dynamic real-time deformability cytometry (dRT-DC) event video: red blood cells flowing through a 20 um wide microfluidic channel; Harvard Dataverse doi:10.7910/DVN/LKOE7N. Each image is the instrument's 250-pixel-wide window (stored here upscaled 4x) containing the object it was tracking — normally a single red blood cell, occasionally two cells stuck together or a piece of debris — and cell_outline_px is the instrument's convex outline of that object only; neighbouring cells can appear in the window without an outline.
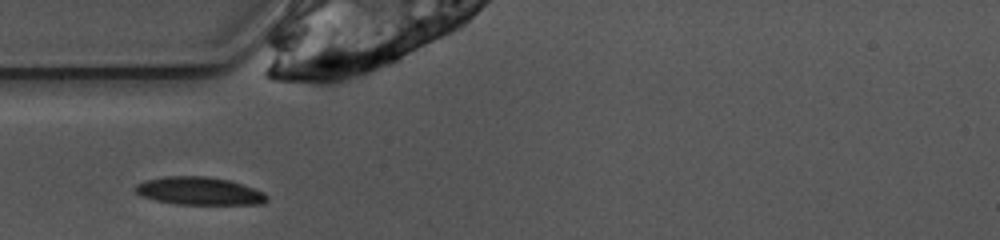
{"species": "common noctule bat (a hibernating species)", "species_latin": "Nyctalus noctula", "temperature_condition": "warm", "stored_images_in_passage": 24, "camera_frame_rate_fps": 3000, "um_per_image_px": 0.085, "animal": {"sex": "female", "body_mass_g": 10.0, "forearm_length_mm": 53.1}, "frame": {"image": 1, "passage_image": 1, "time_ms": 0.0, "image_size_px": [1000, 240], "cell_outline_px": [[268, 200], [260, 204], [176, 204], [156, 200], [140, 196], [136, 192], [136, 184], [144, 180], [168, 176], [208, 176], [228, 180], [264, 192], [268, 196]], "centroid_in_image_um": [16.92, 16.23], "position_along_channel_um": 68.1, "area_um2": 21.21}}
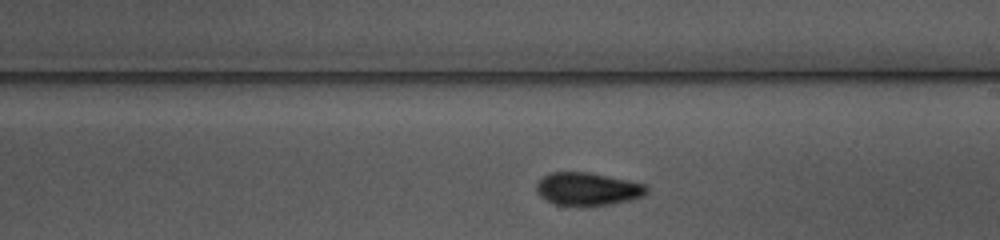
{"frame": {"image": 2, "passage_image": 14, "time_ms": 4.333, "image_size_px": [1000, 240], "cell_outline_px": [[648, 192], [644, 196], [612, 204], [556, 204], [544, 200], [536, 192], [536, 184], [548, 172], [588, 172], [628, 180], [644, 184], [648, 188]], "centroid_in_image_um": [49.93, 16.04], "position_along_channel_um": 239.1, "area_um2": 20.81}}
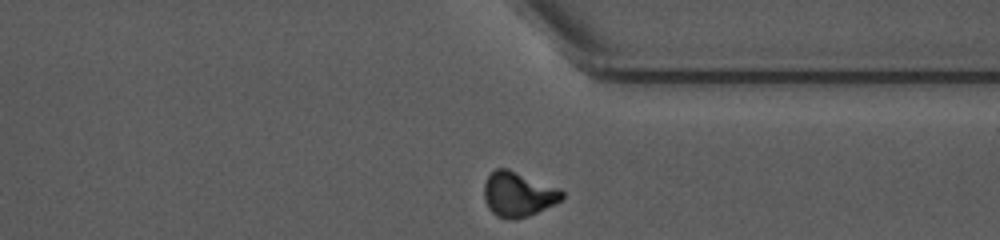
{"frame": {"image": 3, "passage_image": 24, "time_ms": 7.667, "image_size_px": [1000, 240], "cell_outline_px": [[564, 200], [528, 216], [516, 220], [512, 220], [496, 216], [488, 208], [484, 200], [484, 184], [488, 176], [496, 168], [508, 168], [560, 188], [564, 192]], "centroid_in_image_um": [44.06, 16.52], "position_along_channel_um": 367.3, "area_um2": 20.63}}